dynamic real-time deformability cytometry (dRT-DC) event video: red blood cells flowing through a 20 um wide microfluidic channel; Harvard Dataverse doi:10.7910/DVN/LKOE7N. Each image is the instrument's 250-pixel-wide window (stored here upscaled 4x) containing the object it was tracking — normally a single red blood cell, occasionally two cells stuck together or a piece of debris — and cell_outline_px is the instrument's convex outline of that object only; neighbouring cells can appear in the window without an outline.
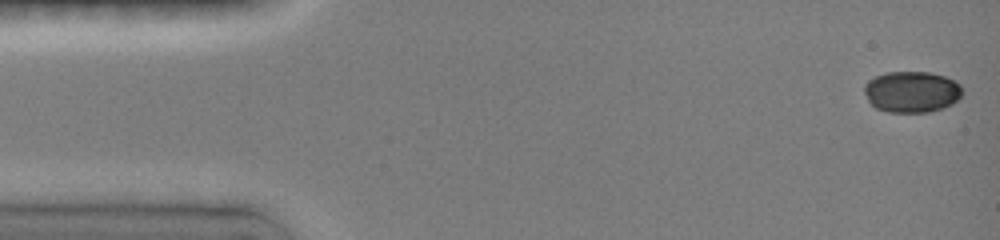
{"species": "common noctule bat (a hibernating species)", "species_latin": "Nyctalus noctula", "temperature_condition": "room temperature", "stored_images_in_passage": 18, "camera_frame_rate_fps": 3000, "um_per_image_px": 0.085, "animal": {"sex": "female", "body_mass_g": 19.0, "forearm_length_mm": 51.5}, "frame": {"image": 1, "passage_image": 1, "time_ms": 0.0, "image_size_px": [1000, 240], "cell_outline_px": [[964, 92], [952, 104], [944, 108], [928, 112], [888, 112], [876, 108], [868, 100], [864, 92], [864, 84], [868, 80], [884, 72], [928, 72], [944, 76], [960, 84]], "centroid_in_image_um": [77.49, 7.8], "position_along_channel_um": 7.5, "area_um2": 23.64}}
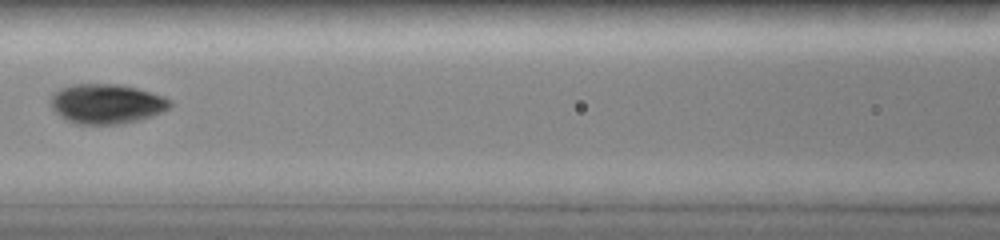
{"frame": {"image": 2, "passage_image": 9, "time_ms": 6.667, "image_size_px": [1000, 240], "cell_outline_px": [[172, 104], [168, 108], [152, 116], [140, 120], [124, 124], [76, 124], [64, 120], [52, 108], [52, 96], [60, 88], [76, 84], [116, 84], [136, 88], [164, 96], [172, 100]], "centroid_in_image_um": [9.07, 8.84], "position_along_channel_um": 157.5, "area_um2": 27.57}}
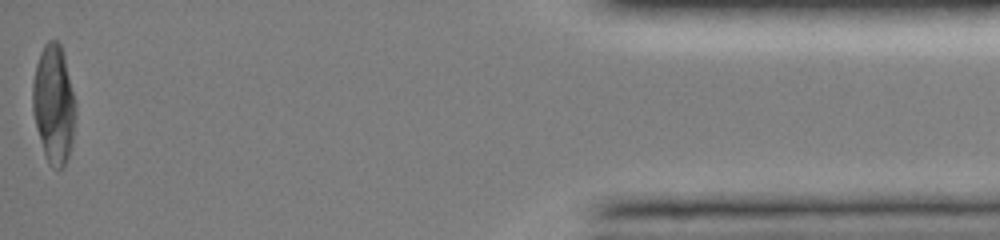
{"frame": {"image": 3, "passage_image": 18, "time_ms": 15.333, "image_size_px": [1000, 240], "cell_outline_px": [[76, 116], [72, 144], [64, 168], [52, 168], [48, 164], [36, 128], [32, 112], [32, 80], [36, 64], [40, 52], [44, 44], [48, 40], [56, 40], [60, 44], [64, 56], [76, 108]], "centroid_in_image_um": [4.55, 8.88], "position_along_channel_um": 430.6, "area_um2": 29.82}, "authors_computed_cell_mechanics": {"area_um2": 26.299, "velocity_mm_per_s": 4.0439, "shape_relaxation_time_tau1_ms": 2.9026, "shape_relaxation_time_tau2_ms": 1.0362, "deformation_change_tau1": 0.1053, "deformation_change_tau2": 0.0337}}